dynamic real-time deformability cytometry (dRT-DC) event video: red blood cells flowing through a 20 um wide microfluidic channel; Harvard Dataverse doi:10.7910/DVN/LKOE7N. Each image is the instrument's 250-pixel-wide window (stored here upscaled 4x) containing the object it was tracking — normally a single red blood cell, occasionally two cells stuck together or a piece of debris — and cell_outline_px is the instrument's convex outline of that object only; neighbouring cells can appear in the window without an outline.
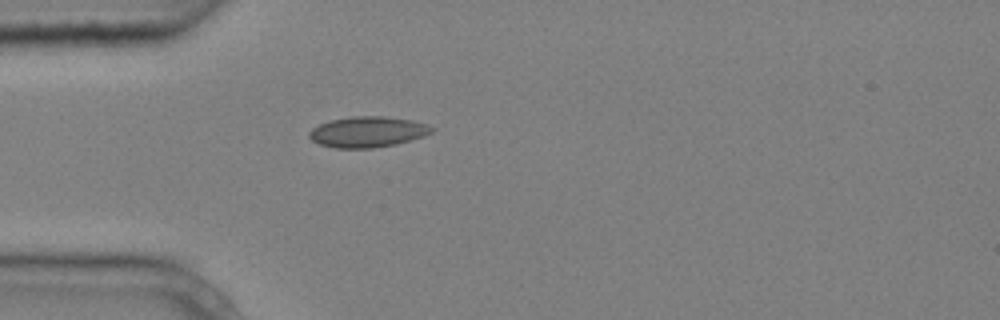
{"species": "common noctule bat (a hibernating species)", "species_latin": "Nyctalus noctula", "temperature_condition": "cold", "stored_images_in_passage": 1, "camera_frame_rate_fps": 3000, "um_per_image_px": 0.085, "animal": {"sex": "male", "body_mass_g": 20.4}, "frame": {"image": 1, "passage_image": 1, "time_ms": 0.0, "image_size_px": [1000, 320], "cell_outline_px": [[436, 128], [432, 132], [424, 136], [396, 144], [372, 148], [336, 148], [320, 144], [312, 140], [308, 136], [308, 132], [312, 128], [320, 124], [332, 120], [352, 116], [384, 116], [408, 120], [428, 124]], "centroid_in_image_um": [31.25, 11.21], "position_along_channel_um": 53.7, "area_um2": 21.85}}